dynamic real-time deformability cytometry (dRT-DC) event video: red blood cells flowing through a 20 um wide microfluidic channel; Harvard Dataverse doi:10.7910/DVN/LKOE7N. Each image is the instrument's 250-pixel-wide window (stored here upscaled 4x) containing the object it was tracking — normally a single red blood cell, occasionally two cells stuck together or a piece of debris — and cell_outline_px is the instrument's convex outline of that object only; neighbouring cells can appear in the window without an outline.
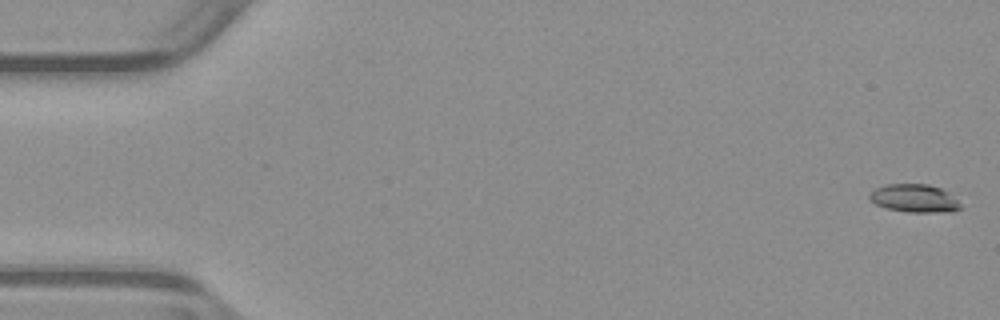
{"species": "common noctule bat (a hibernating species)", "species_latin": "Nyctalus noctula", "temperature_condition": "warm", "stored_images_in_passage": 53, "camera_frame_rate_fps": 3000, "um_per_image_px": 0.085, "animal": {"sex": "male", "body_mass_g": 23.1, "forearm_length_mm": 52.7}, "frame": {"image": 1, "passage_image": 1, "time_ms": 0.0, "image_size_px": [1000, 320], "cell_outline_px": [[964, 208], [952, 212], [908, 212], [888, 208], [876, 204], [868, 200], [868, 192], [876, 188], [888, 184], [928, 184], [940, 188], [948, 192]], "centroid_in_image_um": [77.71, 16.86], "position_along_channel_um": 7.3, "area_um2": 14.97}}
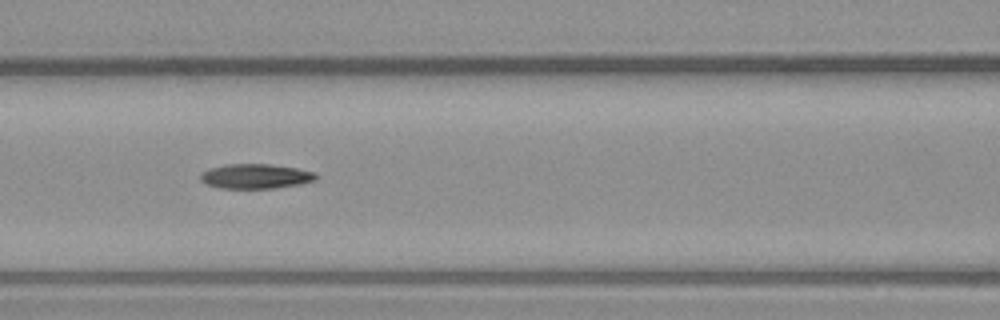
{"frame": {"image": 2, "passage_image": 23, "time_ms": 7.333, "image_size_px": [1000, 320], "cell_outline_px": [[316, 180], [300, 184], [276, 188], [220, 188], [208, 184], [200, 180], [200, 176], [208, 168], [224, 164], [268, 164], [296, 168], [316, 172]], "centroid_in_image_um": [21.73, 14.98], "position_along_channel_um": 144.9, "area_um2": 16.59}}
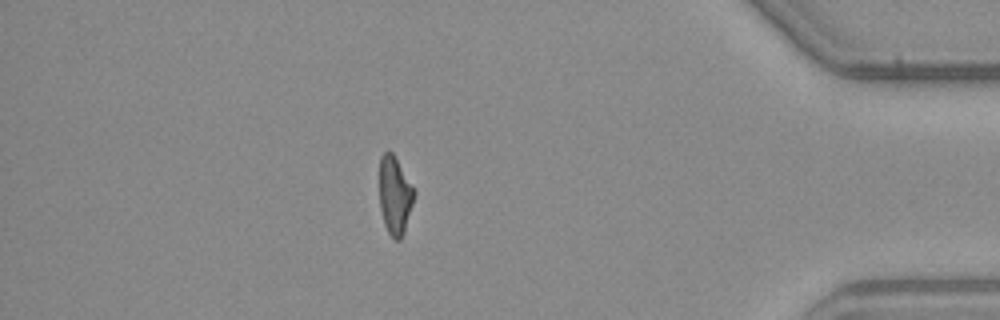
{"frame": {"image": 3, "passage_image": 46, "time_ms": 15.0, "image_size_px": [1000, 320], "cell_outline_px": [[416, 192], [404, 232], [400, 240], [396, 240], [388, 232], [384, 224], [380, 208], [380, 156], [384, 152], [392, 152]], "centroid_in_image_um": [33.56, 16.62], "position_along_channel_um": 401.6, "area_um2": 15.55}, "authors_computed_cell_mechanics": {"area_um2": 16.3574, "velocity_mm_per_s": 3.9435, "shape_relaxation_time_tau1_ms": null, "shape_relaxation_time_tau2_ms": 6.7735, "deformation_change_tau1": null, "deformation_change_tau2": 0.162}}